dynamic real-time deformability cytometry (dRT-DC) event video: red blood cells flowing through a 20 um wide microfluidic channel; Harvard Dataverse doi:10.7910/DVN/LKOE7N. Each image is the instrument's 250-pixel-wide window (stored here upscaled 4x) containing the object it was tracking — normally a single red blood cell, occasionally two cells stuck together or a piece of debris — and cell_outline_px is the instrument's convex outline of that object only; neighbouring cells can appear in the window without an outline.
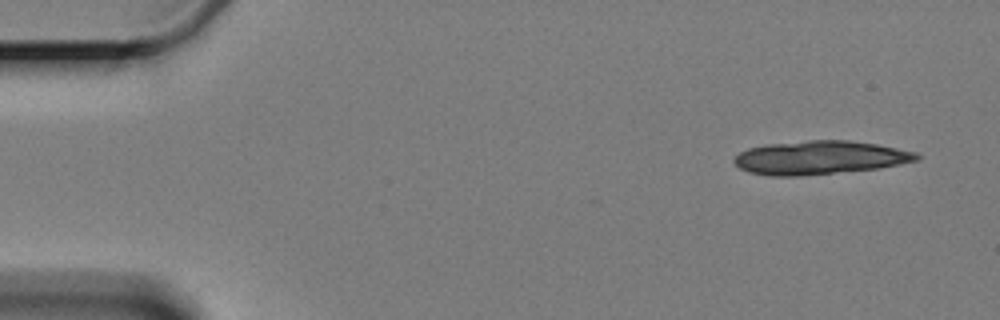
{"species": "Egyptian fruit bat (a non-hibernating species)", "species_latin": "Rousettus aegyptiacus", "temperature_condition": "cold", "stored_images_in_passage": 5, "camera_frame_rate_fps": 3000, "um_per_image_px": 0.085, "animal": {"sex": "female"}, "frame": {"image": 1, "passage_image": 1, "time_ms": 0.0, "image_size_px": [1000, 320], "cell_outline_px": [[920, 156], [916, 160], [900, 164], [880, 168], [800, 176], [772, 176], [748, 172], [740, 168], [732, 160], [740, 152], [748, 148], [768, 144], [808, 140], [848, 140], [876, 144], [916, 152]], "centroid_in_image_um": [69.66, 13.4], "position_along_channel_um": 15.3, "area_um2": 35.55}}